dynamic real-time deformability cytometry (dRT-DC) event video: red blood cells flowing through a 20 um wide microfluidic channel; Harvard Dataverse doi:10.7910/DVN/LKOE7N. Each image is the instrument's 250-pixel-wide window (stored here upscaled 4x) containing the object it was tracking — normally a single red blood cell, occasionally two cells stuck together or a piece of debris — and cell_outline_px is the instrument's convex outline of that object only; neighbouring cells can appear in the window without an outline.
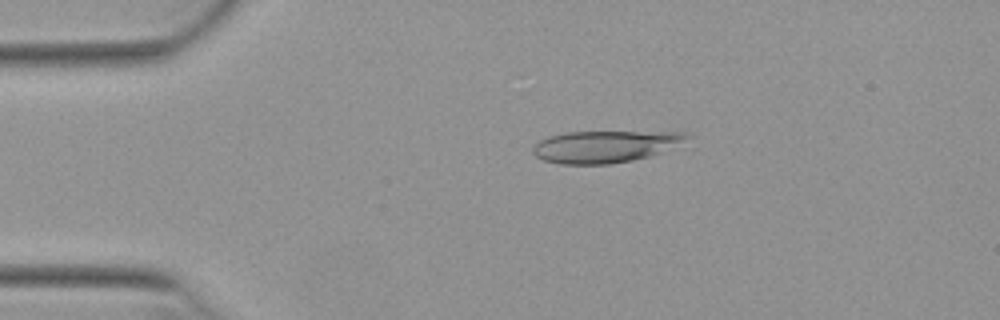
{"species": "Egyptian fruit bat (a non-hibernating species)", "species_latin": "Rousettus aegyptiacus", "temperature_condition": "warm", "stored_images_in_passage": 51, "camera_frame_rate_fps": 3000, "um_per_image_px": 0.085, "animal": {"sex": "female"}, "frame": {"image": 1, "passage_image": 10, "time_ms": 3.0, "image_size_px": [1000, 320], "cell_outline_px": [[692, 136], [660, 152], [648, 156], [632, 160], [612, 164], [560, 164], [544, 160], [536, 156], [532, 152], [532, 148], [540, 140], [548, 136], [568, 132], [688, 132]], "centroid_in_image_um": [51.37, 12.45], "position_along_channel_um": 33.6, "area_um2": 28.26}}
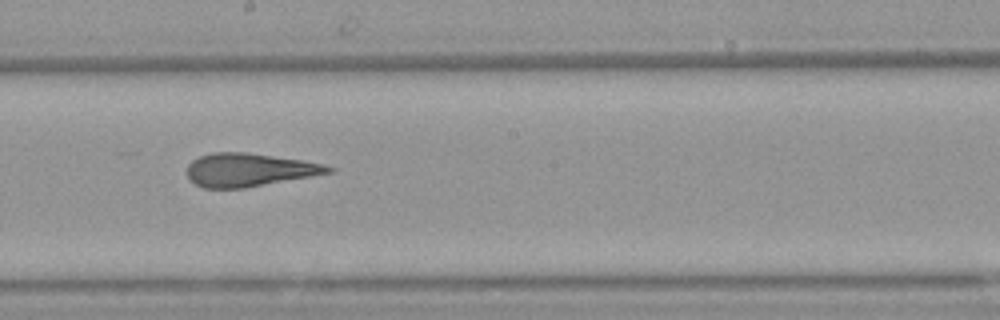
{"frame": {"image": 2, "passage_image": 28, "time_ms": 9.0, "image_size_px": [1000, 320], "cell_outline_px": [[336, 168], [332, 172], [244, 188], [204, 188], [196, 184], [188, 176], [188, 164], [192, 160], [200, 156], [212, 152], [244, 152], [300, 160], [324, 164]], "centroid_in_image_um": [21.16, 14.43], "position_along_channel_um": 227.0, "area_um2": 26.93}}
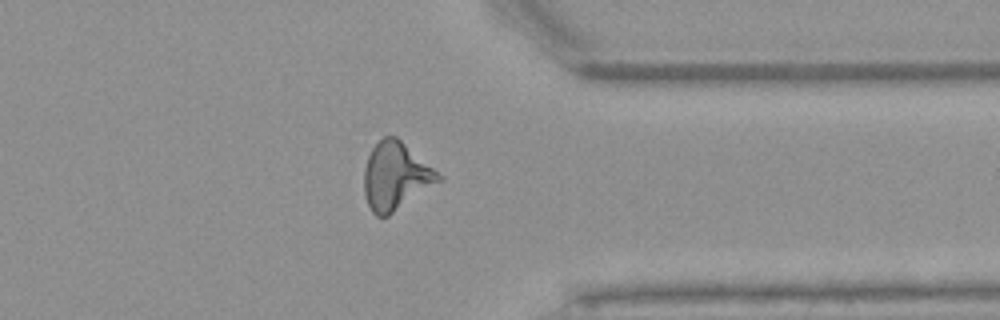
{"frame": {"image": 3, "passage_image": 40, "time_ms": 13.0, "image_size_px": [1000, 320], "cell_outline_px": [[444, 180], [388, 216], [376, 216], [372, 212], [364, 196], [364, 168], [368, 156], [372, 148], [384, 136], [396, 136], [444, 176]], "centroid_in_image_um": [33.66, 14.99], "position_along_channel_um": 377.7, "area_um2": 29.54}, "authors_computed_cell_mechanics": {"area_um2": 28.033, "velocity_mm_per_s": 3.9423, "shape_relaxation_time_tau1_ms": 9.1954, "shape_relaxation_time_tau2_ms": 1.8676, "deformation_change_tau1": 0.2693, "deformation_change_tau2": 0.1187}}